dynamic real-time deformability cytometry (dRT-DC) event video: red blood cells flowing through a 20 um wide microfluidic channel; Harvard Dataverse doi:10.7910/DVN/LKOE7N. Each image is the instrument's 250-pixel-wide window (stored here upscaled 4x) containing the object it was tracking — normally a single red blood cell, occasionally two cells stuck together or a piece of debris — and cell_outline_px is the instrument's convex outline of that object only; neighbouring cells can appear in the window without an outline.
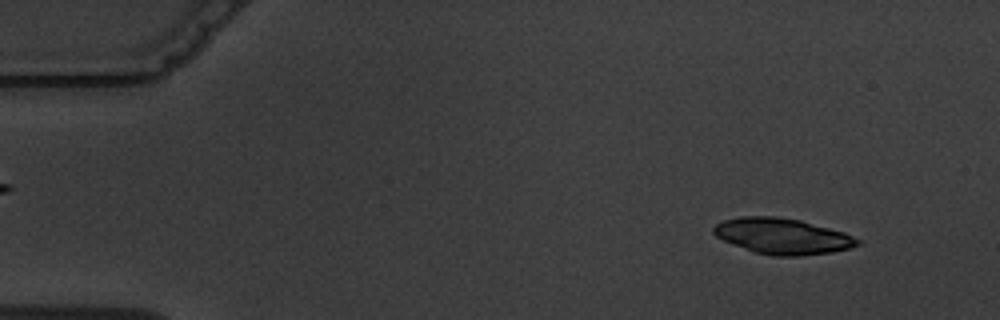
{"species": "common noctule bat (a hibernating species)", "species_latin": "Nyctalus noctula", "temperature_condition": "warm", "stored_images_in_passage": 3, "camera_frame_rate_fps": 3000, "um_per_image_px": 0.085, "animal": {"sex": "male", "body_mass_g": 19.5, "forearm_length_mm": 54.6}, "frame": {"image": 1, "passage_image": 1, "time_ms": 0.0, "image_size_px": [1000, 320], "cell_outline_px": [[860, 244], [848, 248], [832, 252], [800, 256], [772, 256], [756, 252], [732, 244], [716, 236], [712, 232], [712, 228], [716, 224], [724, 220], [740, 216], [776, 216], [800, 220], [844, 232], [860, 240]], "centroid_in_image_um": [66.49, 20.07], "position_along_channel_um": 18.5, "area_um2": 29.94}}